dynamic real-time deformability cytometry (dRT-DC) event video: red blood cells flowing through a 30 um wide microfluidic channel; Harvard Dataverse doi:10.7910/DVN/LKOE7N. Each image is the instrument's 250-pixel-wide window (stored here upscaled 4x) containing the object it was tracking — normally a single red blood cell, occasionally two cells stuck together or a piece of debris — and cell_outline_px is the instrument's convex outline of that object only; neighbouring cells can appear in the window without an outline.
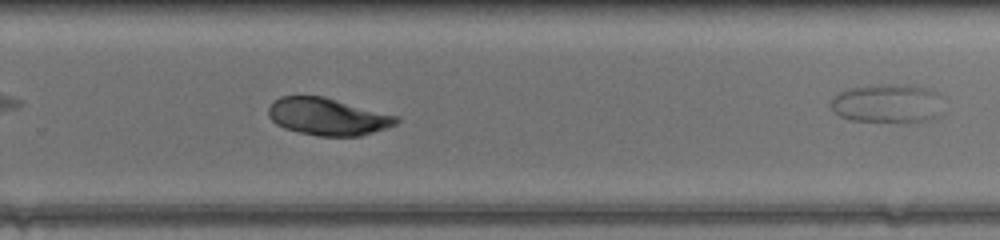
{"species": "common noctule bat (a hibernating species)", "species_latin": "Nyctalus noctula", "temperature_condition": "warm", "stored_images_in_passage": 40, "camera_frame_rate_fps": 3000, "um_per_image_px": 0.085, "animal": {"sex": "female", "body_mass_g": 17.0, "forearm_length_mm": 48.0}, "frame": {"image": 1, "passage_image": 34, "time_ms": 11.0, "image_size_px": [1000, 240], "cell_outline_px": [[400, 120], [396, 124], [388, 128], [360, 136], [320, 136], [300, 132], [284, 128], [276, 124], [268, 116], [268, 108], [280, 96], [324, 96], [400, 116]], "centroid_in_image_um": [27.9, 9.91], "position_along_channel_um": 301.9, "area_um2": 27.86}}